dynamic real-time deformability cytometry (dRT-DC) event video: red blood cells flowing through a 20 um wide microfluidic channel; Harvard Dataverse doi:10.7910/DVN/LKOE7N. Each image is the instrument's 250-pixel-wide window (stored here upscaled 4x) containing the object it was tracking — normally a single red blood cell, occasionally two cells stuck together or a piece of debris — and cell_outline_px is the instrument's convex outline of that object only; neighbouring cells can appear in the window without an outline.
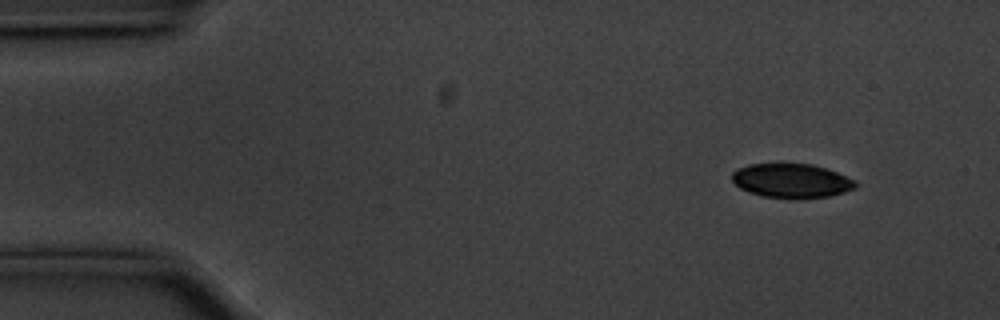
{"species": "common noctule bat (a hibernating species)", "species_latin": "Nyctalus noctula", "temperature_condition": "cold", "stored_images_in_passage": 52, "camera_frame_rate_fps": 3000, "um_per_image_px": 0.085, "animal": {"sex": "male", "body_mass_g": 20.1, "forearm_length_mm": 53.5}, "frame": {"image": 1, "passage_image": 1, "time_ms": 0.0, "image_size_px": [1000, 320], "cell_outline_px": [[856, 188], [844, 192], [828, 196], [764, 196], [748, 192], [740, 188], [732, 180], [732, 172], [748, 164], [812, 164], [836, 172], [856, 180]], "centroid_in_image_um": [67.27, 15.33], "position_along_channel_um": 17.7, "area_um2": 23.76}}
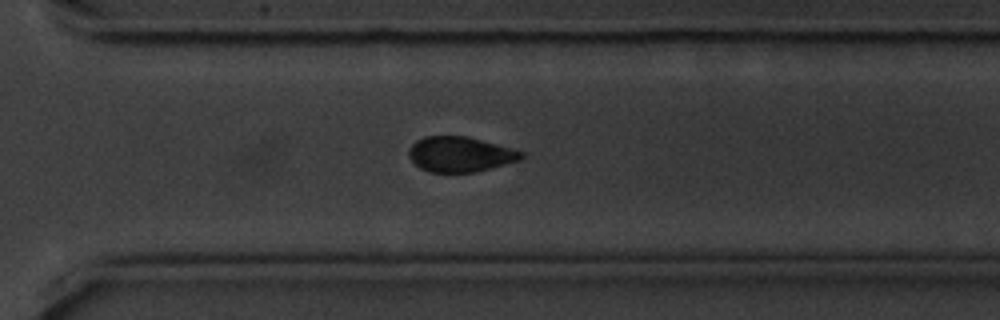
{"frame": {"image": 2, "passage_image": 35, "time_ms": 11.333, "image_size_px": [1000, 320], "cell_outline_px": [[524, 156], [520, 160], [476, 172], [428, 172], [420, 168], [408, 156], [408, 148], [416, 140], [424, 136], [464, 136], [480, 140], [524, 152]], "centroid_in_image_um": [39.07, 13.12], "position_along_channel_um": 331.5, "area_um2": 22.89}}
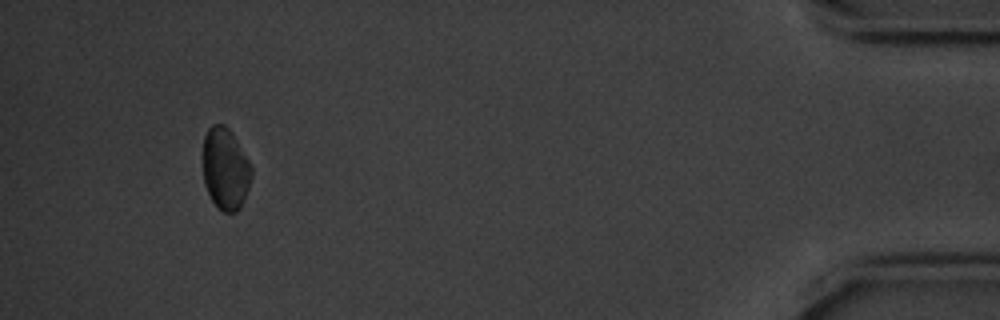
{"frame": {"image": 3, "passage_image": 48, "time_ms": 15.667, "image_size_px": [1000, 320], "cell_outline_px": [[252, 176], [244, 200], [240, 208], [236, 212], [224, 212], [212, 200], [204, 184], [204, 136], [208, 128], [212, 124], [224, 124], [232, 132], [248, 160], [252, 168]], "centroid_in_image_um": [19.17, 14.34], "position_along_channel_um": 416.0, "area_um2": 22.95}}